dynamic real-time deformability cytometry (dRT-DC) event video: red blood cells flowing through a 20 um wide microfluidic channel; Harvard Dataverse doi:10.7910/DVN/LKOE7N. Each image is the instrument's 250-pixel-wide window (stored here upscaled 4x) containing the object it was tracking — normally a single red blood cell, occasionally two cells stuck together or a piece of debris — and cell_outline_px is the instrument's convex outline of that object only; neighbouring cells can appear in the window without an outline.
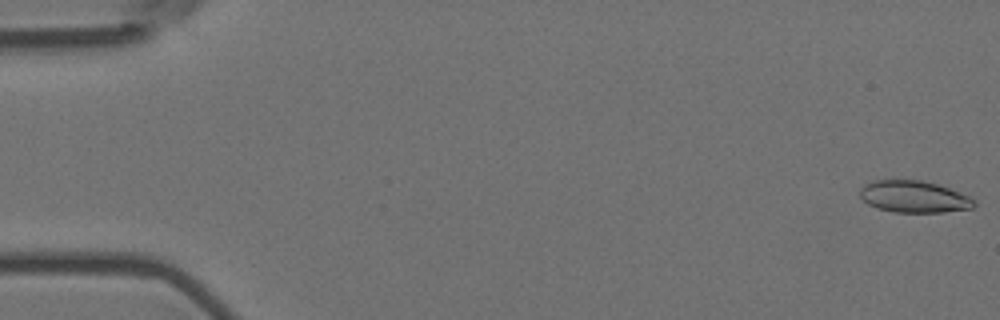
{"species": "Egyptian fruit bat (a non-hibernating species)", "species_latin": "Rousettus aegyptiacus", "temperature_condition": "room temperature", "stored_images_in_passage": 55, "camera_frame_rate_fps": 3000, "um_per_image_px": 0.085, "animal": {"sex": "female"}, "frame": {"image": 1, "passage_image": 1, "time_ms": 0.0, "image_size_px": [1000, 320], "cell_outline_px": [[976, 204], [972, 208], [944, 212], [892, 212], [876, 208], [868, 204], [860, 196], [860, 188], [864, 184], [872, 180], [920, 180], [936, 184], [948, 188], [968, 196], [976, 200]], "centroid_in_image_um": [77.66, 16.72], "position_along_channel_um": 7.3, "area_um2": 21.15}}
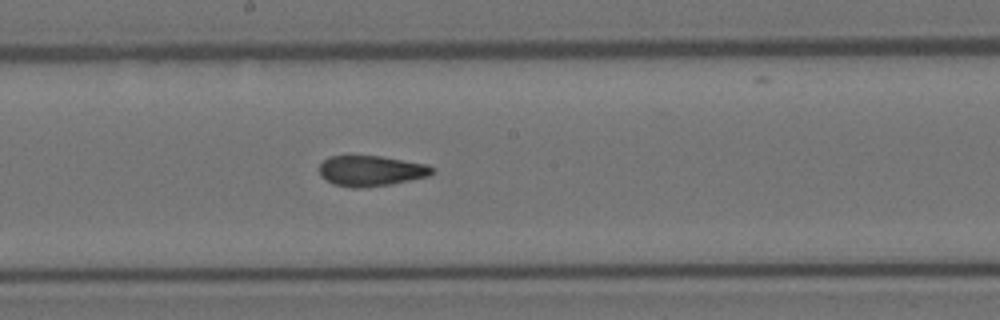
{"frame": {"image": 2, "passage_image": 30, "time_ms": 9.667, "image_size_px": [1000, 320], "cell_outline_px": [[436, 168], [428, 176], [388, 184], [356, 188], [352, 188], [332, 184], [320, 176], [320, 164], [328, 156], [380, 156], [428, 164]], "centroid_in_image_um": [31.51, 14.51], "position_along_channel_um": 216.7, "area_um2": 19.94}}
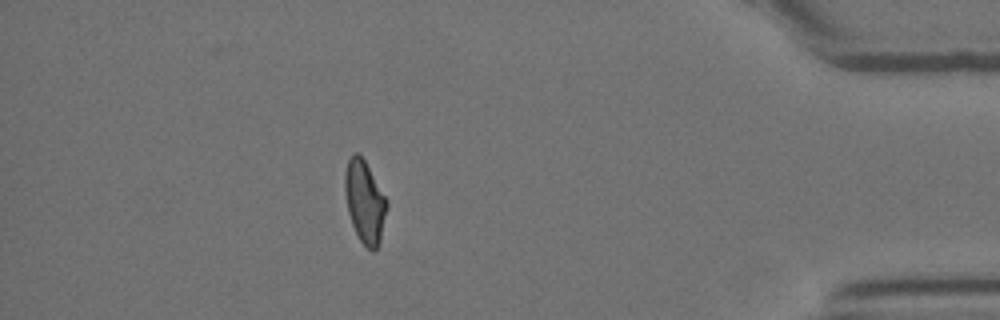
{"frame": {"image": 3, "passage_image": 49, "time_ms": 16.0, "image_size_px": [1000, 320], "cell_outline_px": [[388, 204], [380, 240], [376, 248], [368, 248], [360, 240], [352, 224], [348, 212], [344, 192], [344, 172], [348, 160], [356, 152], [364, 160], [388, 200]], "centroid_in_image_um": [30.99, 17.12], "position_along_channel_um": 404.2, "area_um2": 19.83}, "authors_computed_cell_mechanics": {"area_um2": 20.6346, "velocity_mm_per_s": 3.6862, "shape_relaxation_time_tau1_ms": 10.914, "shape_relaxation_time_tau2_ms": 2.1841, "deformation_change_tau1": 0.2214, "deformation_change_tau2": 0.0802}}